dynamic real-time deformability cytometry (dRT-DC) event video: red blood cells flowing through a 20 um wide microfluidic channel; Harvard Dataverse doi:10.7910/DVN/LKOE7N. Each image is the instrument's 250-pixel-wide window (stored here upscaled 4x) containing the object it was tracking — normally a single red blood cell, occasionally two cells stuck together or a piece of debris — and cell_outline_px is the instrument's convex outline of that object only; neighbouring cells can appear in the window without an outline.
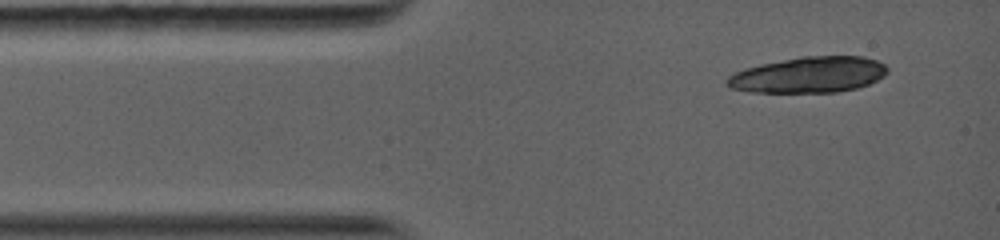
{"species": "common noctule bat (a hibernating species)", "species_latin": "Nyctalus noctula", "temperature_condition": "warm", "stored_images_in_passage": 3, "camera_frame_rate_fps": 5000, "um_per_image_px": 0.085, "animal": {"sex": "female", "body_mass_g": 19.0, "forearm_length_mm": 56.7}, "frame": {"image": 1, "passage_image": 2, "time_ms": 0.8, "image_size_px": [1000, 240], "cell_outline_px": [[888, 72], [884, 76], [868, 84], [856, 88], [836, 92], [748, 92], [732, 88], [724, 84], [724, 80], [728, 76], [736, 72], [760, 64], [800, 56], [864, 56], [876, 60], [884, 64], [888, 68]], "centroid_in_image_um": [68.74, 6.35], "position_along_channel_um": 16.3, "area_um2": 33.64}}